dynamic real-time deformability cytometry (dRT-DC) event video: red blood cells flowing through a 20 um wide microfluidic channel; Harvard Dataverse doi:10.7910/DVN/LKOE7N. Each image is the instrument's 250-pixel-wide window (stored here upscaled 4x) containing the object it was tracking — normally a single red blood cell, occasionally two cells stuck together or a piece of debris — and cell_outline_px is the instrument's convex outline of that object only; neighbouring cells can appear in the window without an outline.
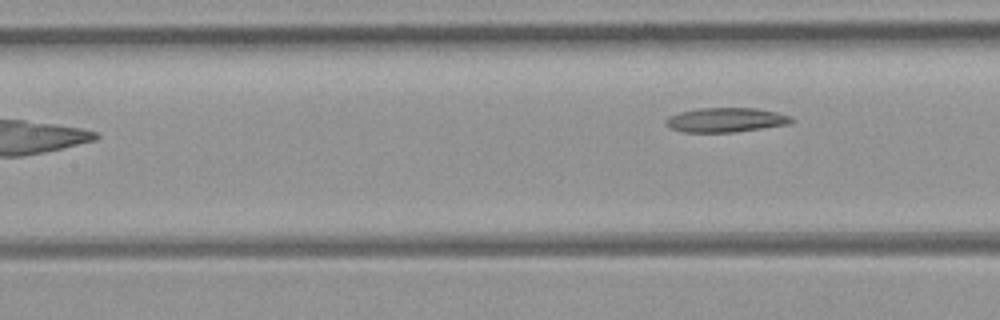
{"species": "common noctule bat (a hibernating species)", "species_latin": "Nyctalus noctula", "temperature_condition": "room temperature", "stored_images_in_passage": 6, "segment_of_instrument_passage": [2, 2], "camera_frame_rate_fps": 3000, "um_per_image_px": 0.085, "animal": {"sex": "female", "body_mass_g": 21.9}, "frame": {"image": 1, "passage_image": 6, "time_ms": 1.667, "image_size_px": [1000, 320], "cell_outline_px": [[796, 120], [788, 124], [732, 132], [684, 132], [672, 128], [664, 124], [664, 120], [668, 116], [680, 112], [700, 108], [756, 108], [776, 112], [792, 116]], "centroid_in_image_um": [61.69, 10.19], "position_along_channel_um": 145.7, "area_um2": 17.8}}